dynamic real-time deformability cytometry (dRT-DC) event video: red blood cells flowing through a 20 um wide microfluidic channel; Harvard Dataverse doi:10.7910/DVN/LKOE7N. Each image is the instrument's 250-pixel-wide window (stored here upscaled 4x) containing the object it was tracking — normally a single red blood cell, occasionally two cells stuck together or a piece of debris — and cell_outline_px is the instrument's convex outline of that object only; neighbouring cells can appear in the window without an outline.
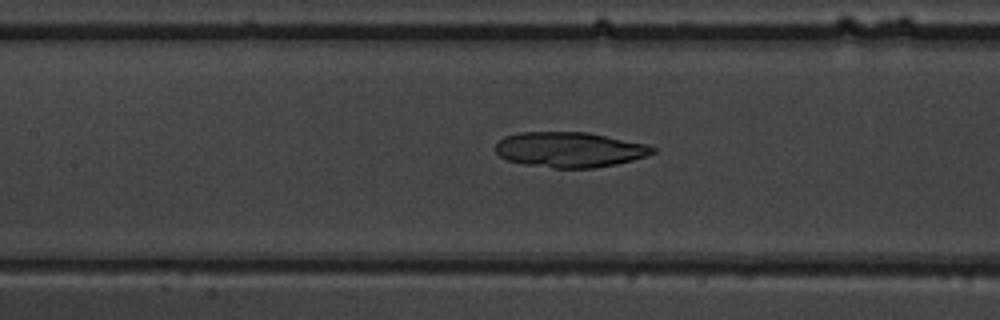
{"species": "common noctule bat (a hibernating species)", "species_latin": "Nyctalus noctula", "temperature_condition": "warm", "stored_images_in_passage": 50, "camera_frame_rate_fps": 3000, "um_per_image_px": 0.085, "animal": {"sex": "male", "body_mass_g": 19.5, "forearm_length_mm": 54.6}, "frame": {"image": 1, "passage_image": 23, "time_ms": 7.333, "image_size_px": [1000, 320], "cell_outline_px": [[656, 152], [632, 160], [616, 164], [592, 168], [552, 168], [524, 164], [508, 160], [500, 156], [496, 152], [496, 144], [504, 136], [520, 132], [588, 132], [648, 144], [656, 148]], "centroid_in_image_um": [48.43, 12.71], "position_along_channel_um": 159.0, "area_um2": 32.31}}
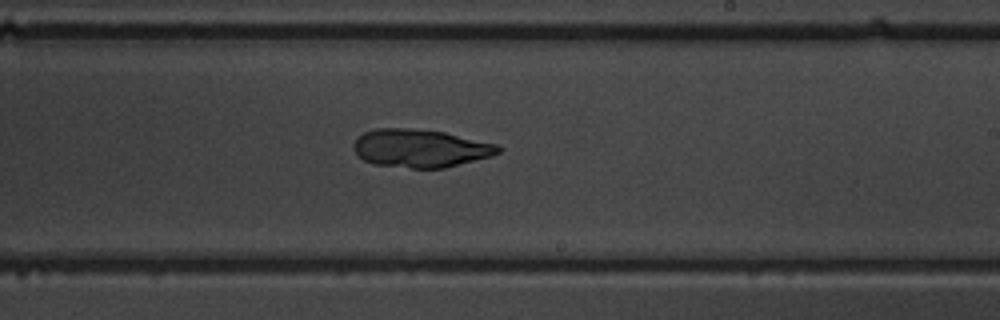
{"frame": {"image": 2, "passage_image": 30, "time_ms": 9.667, "image_size_px": [1000, 320], "cell_outline_px": [[500, 152], [488, 156], [444, 168], [412, 168], [372, 164], [364, 160], [352, 148], [352, 144], [364, 132], [376, 128], [408, 128], [444, 132], [496, 144], [500, 148]], "centroid_in_image_um": [35.67, 12.6], "position_along_channel_um": 253.3, "area_um2": 31.67}}
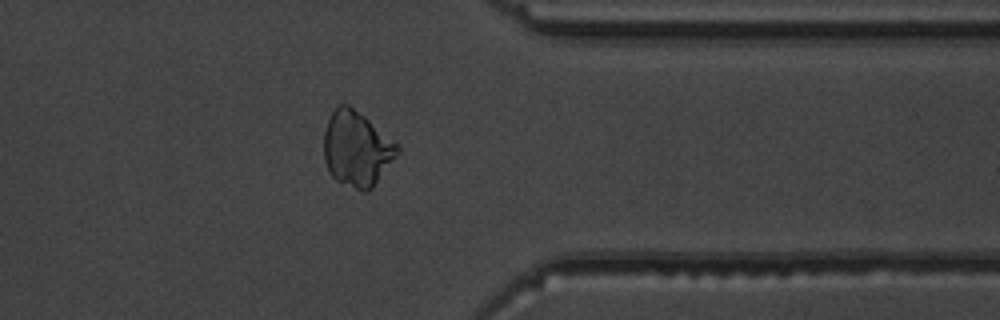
{"frame": {"image": 3, "passage_image": 40, "time_ms": 13.0, "image_size_px": [1000, 320], "cell_outline_px": [[400, 152], [372, 188], [368, 192], [364, 192], [336, 180], [332, 176], [324, 160], [324, 132], [328, 120], [336, 104], [348, 104], [364, 116], [400, 144]], "centroid_in_image_um": [30.34, 12.64], "position_along_channel_um": 381.1, "area_um2": 32.25}}